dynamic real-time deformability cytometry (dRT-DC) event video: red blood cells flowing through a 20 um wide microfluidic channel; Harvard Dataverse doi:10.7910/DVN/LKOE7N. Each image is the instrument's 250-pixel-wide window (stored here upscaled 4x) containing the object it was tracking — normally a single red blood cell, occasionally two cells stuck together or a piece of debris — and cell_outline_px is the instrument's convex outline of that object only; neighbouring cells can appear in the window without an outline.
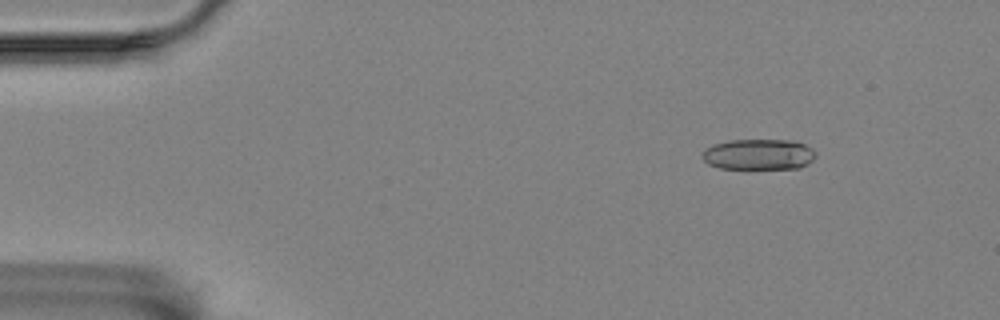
{"species": "Egyptian fruit bat (a non-hibernating species)", "species_latin": "Rousettus aegyptiacus", "temperature_condition": "room temperature", "stored_images_in_passage": 56, "camera_frame_rate_fps": 3000, "um_per_image_px": 0.085, "animal": {"sex": "female"}, "frame": {"image": 1, "passage_image": 6, "time_ms": 1.667, "image_size_px": [1000, 320], "cell_outline_px": [[816, 156], [808, 164], [800, 168], [720, 168], [708, 164], [700, 156], [704, 148], [712, 144], [728, 140], [792, 140], [804, 144], [812, 148], [816, 152]], "centroid_in_image_um": [64.46, 13.11], "position_along_channel_um": 20.5, "area_um2": 20.52}}
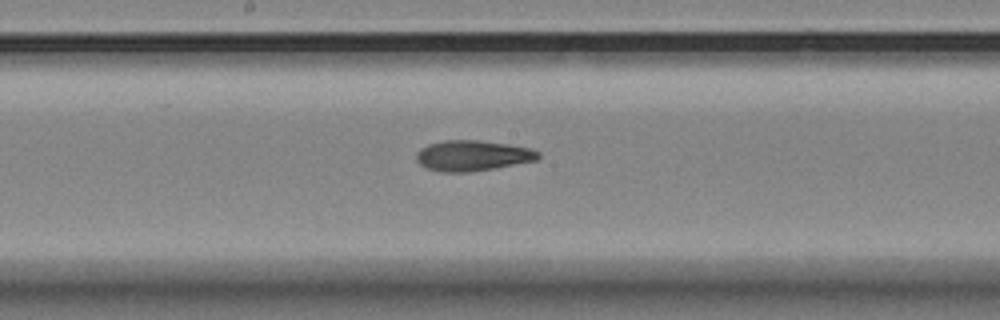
{"frame": {"image": 2, "passage_image": 29, "time_ms": 9.333, "image_size_px": [1000, 320], "cell_outline_px": [[540, 156], [536, 160], [492, 168], [468, 172], [440, 172], [428, 168], [420, 164], [416, 160], [416, 152], [420, 148], [428, 144], [444, 140], [480, 140], [508, 144], [532, 148], [540, 152]], "centroid_in_image_um": [40.15, 13.21], "position_along_channel_um": 208.1, "area_um2": 21.68}}
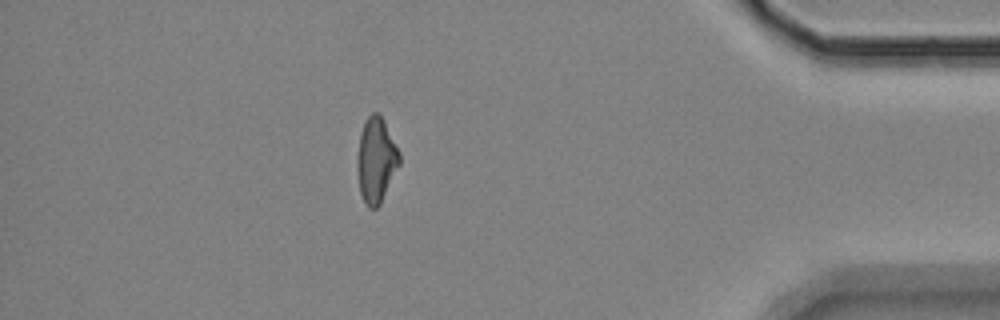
{"frame": {"image": 3, "passage_image": 49, "time_ms": 16.0, "image_size_px": [1000, 320], "cell_outline_px": [[400, 164], [380, 204], [376, 208], [368, 208], [360, 192], [356, 172], [356, 160], [360, 132], [364, 120], [372, 112], [376, 112], [384, 120], [400, 152]], "centroid_in_image_um": [31.95, 13.59], "position_along_channel_um": 403.2, "area_um2": 21.15}, "authors_computed_cell_mechanics": {"area_um2": 21.2415, "velocity_mm_per_s": 3.5322, "shape_relaxation_time_tau1_ms": 10.1711, "shape_relaxation_time_tau2_ms": 3.4535, "deformation_change_tau1": 0.2039, "deformation_change_tau2": 0.1254}}